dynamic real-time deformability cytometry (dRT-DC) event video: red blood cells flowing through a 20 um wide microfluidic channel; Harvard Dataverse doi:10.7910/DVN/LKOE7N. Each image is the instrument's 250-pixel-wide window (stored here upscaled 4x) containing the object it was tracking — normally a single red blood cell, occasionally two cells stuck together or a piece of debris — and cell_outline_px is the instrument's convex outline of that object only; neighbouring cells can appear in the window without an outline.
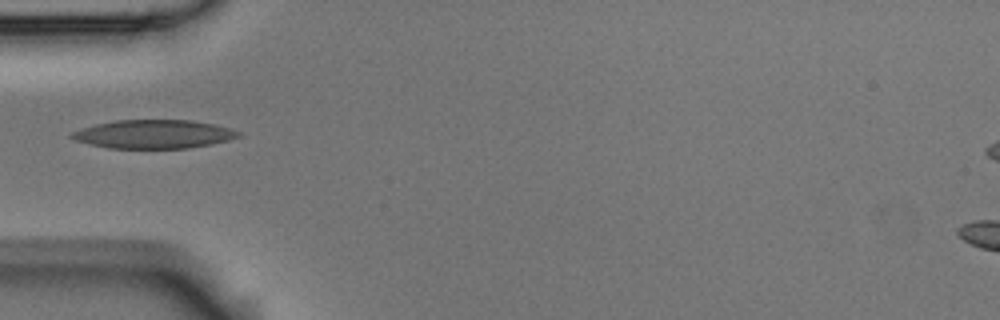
{"species": "Egyptian fruit bat (a non-hibernating species)", "species_latin": "Rousettus aegyptiacus", "temperature_condition": "room temperature", "stored_images_in_passage": 24, "camera_frame_rate_fps": 3000, "um_per_image_px": 0.085, "animal": {"sex": "male"}, "frame": {"image": 1, "passage_image": 1, "time_ms": 0.0, "image_size_px": [1000, 320], "cell_outline_px": [[240, 136], [228, 140], [188, 148], [108, 148], [88, 144], [76, 140], [68, 136], [72, 132], [96, 124], [116, 120], [188, 120], [212, 124], [228, 128], [240, 132]], "centroid_in_image_um": [13.02, 11.4], "position_along_channel_um": 72.0, "area_um2": 27.4}}
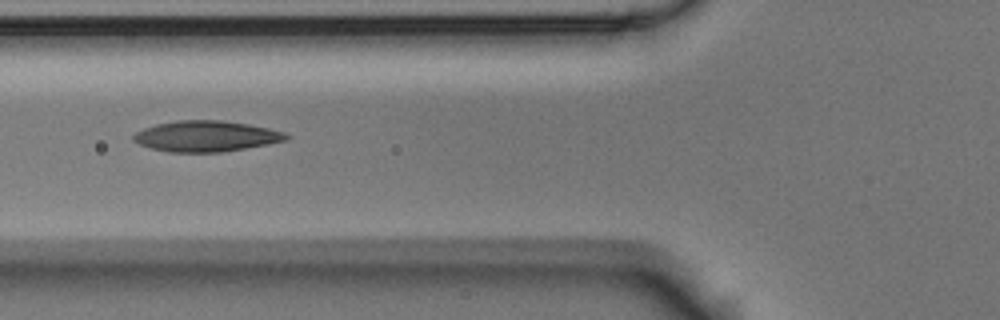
{"frame": {"image": 2, "passage_image": 4, "time_ms": 1.0, "image_size_px": [1000, 320], "cell_outline_px": [[292, 136], [288, 140], [268, 144], [220, 152], [168, 152], [152, 148], [140, 144], [132, 140], [132, 136], [136, 132], [144, 128], [156, 124], [176, 120], [220, 120], [248, 124], [268, 128], [284, 132]], "centroid_in_image_um": [17.52, 11.57], "position_along_channel_um": 108.3, "area_um2": 27.4}}